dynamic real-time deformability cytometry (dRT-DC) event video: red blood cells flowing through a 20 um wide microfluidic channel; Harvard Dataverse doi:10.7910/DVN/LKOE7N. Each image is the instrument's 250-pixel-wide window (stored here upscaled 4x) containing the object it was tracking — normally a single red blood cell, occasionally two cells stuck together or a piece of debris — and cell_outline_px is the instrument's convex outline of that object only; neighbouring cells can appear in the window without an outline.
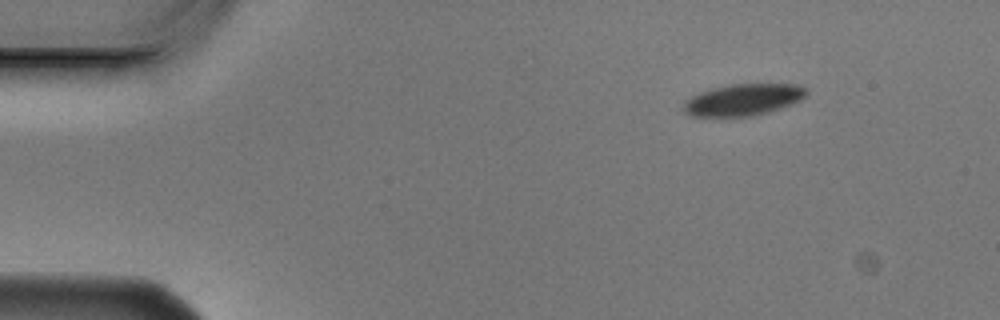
{"species": "Egyptian fruit bat (a non-hibernating species)", "species_latin": "Rousettus aegyptiacus", "temperature_condition": "cold", "stored_images_in_passage": 4, "camera_frame_rate_fps": 3000, "um_per_image_px": 0.085, "animal": {"sex": "male"}, "frame": {"image": 1, "passage_image": 2, "time_ms": 0.333, "image_size_px": [1000, 320], "cell_outline_px": [[808, 92], [800, 100], [780, 108], [768, 112], [748, 116], [692, 116], [684, 112], [684, 100], [700, 92], [712, 88], [732, 84], [796, 84], [804, 88]], "centroid_in_image_um": [63.15, 8.47], "position_along_channel_um": 21.9, "area_um2": 22.37}}